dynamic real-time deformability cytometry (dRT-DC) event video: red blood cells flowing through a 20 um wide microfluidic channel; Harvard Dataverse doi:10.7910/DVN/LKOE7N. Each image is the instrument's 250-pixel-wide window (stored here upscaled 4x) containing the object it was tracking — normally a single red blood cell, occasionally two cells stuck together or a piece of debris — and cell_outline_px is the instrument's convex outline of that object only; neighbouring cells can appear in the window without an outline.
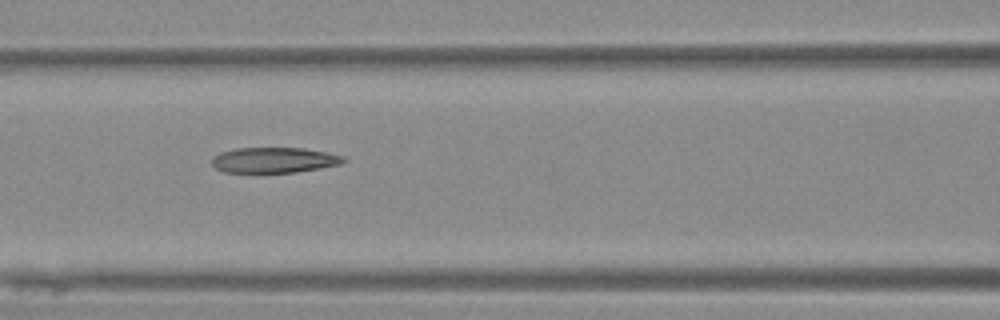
{"species": "Egyptian fruit bat (a non-hibernating species)", "species_latin": "Rousettus aegyptiacus", "temperature_condition": "warm", "stored_images_in_passage": 8, "camera_frame_rate_fps": 3000, "um_per_image_px": 0.085, "animal": {"sex": "female"}, "frame": {"image": 1, "passage_image": 5, "time_ms": 4.667, "image_size_px": [1000, 320], "cell_outline_px": [[348, 160], [340, 164], [320, 168], [296, 172], [224, 172], [216, 168], [212, 164], [212, 156], [220, 152], [236, 148], [304, 148], [344, 156]], "centroid_in_image_um": [23.29, 13.6], "position_along_channel_um": 143.3, "area_um2": 19.48}}
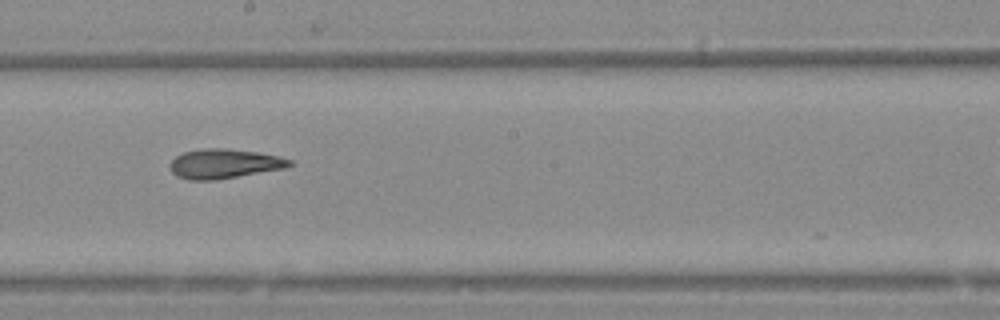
{"frame": {"image": 2, "passage_image": 7, "time_ms": 7.0, "image_size_px": [1000, 320], "cell_outline_px": [[292, 164], [284, 168], [216, 180], [192, 180], [176, 176], [172, 172], [168, 164], [176, 156], [184, 152], [204, 148], [228, 148], [256, 152], [276, 156], [292, 160]], "centroid_in_image_um": [19.01, 13.91], "position_along_channel_um": 229.2, "area_um2": 20.4}}
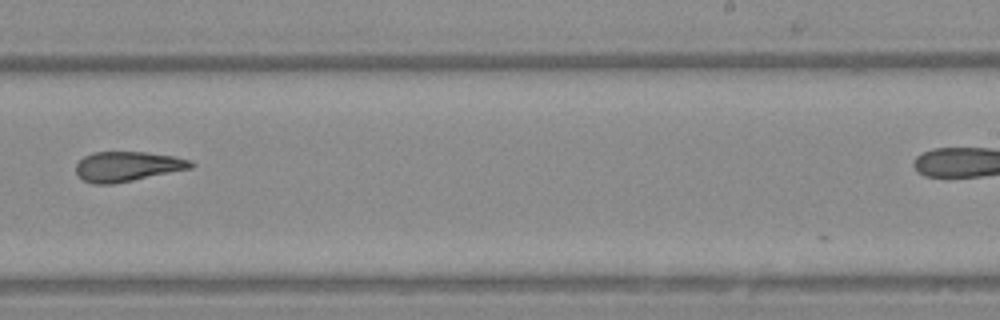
{"frame": {"image": 3, "passage_image": 8, "time_ms": 8.333, "image_size_px": [1000, 320], "cell_outline_px": [[196, 164], [192, 168], [112, 184], [92, 184], [84, 180], [76, 172], [76, 164], [84, 156], [96, 152], [144, 152], [172, 156], [192, 160]], "centroid_in_image_um": [10.84, 14.14], "position_along_channel_um": 278.2, "area_um2": 19.83}}